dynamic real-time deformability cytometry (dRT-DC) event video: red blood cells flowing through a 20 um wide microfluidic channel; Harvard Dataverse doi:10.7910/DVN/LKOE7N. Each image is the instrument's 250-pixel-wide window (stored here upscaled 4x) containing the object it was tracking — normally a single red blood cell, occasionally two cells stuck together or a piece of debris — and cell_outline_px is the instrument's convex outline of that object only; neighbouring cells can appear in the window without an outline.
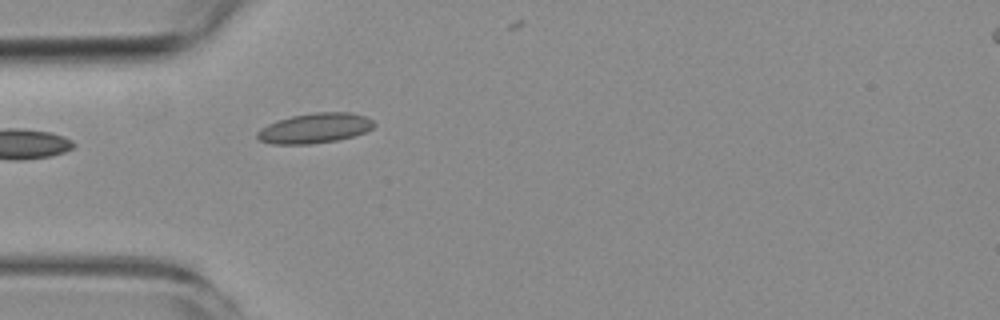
{"species": "common noctule bat (a hibernating species)", "species_latin": "Nyctalus noctula", "temperature_condition": "room temperature", "stored_images_in_passage": 3, "camera_frame_rate_fps": 3000, "um_per_image_px": 0.085, "animal": {"sex": "female", "body_mass_g": 19.3, "forearm_length_mm": 54.1}, "frame": {"image": 1, "passage_image": 2, "time_ms": 1.333, "image_size_px": [1000, 320], "cell_outline_px": [[376, 124], [372, 128], [364, 132], [352, 136], [336, 140], [312, 144], [272, 144], [260, 140], [256, 136], [256, 132], [260, 128], [276, 120], [292, 116], [312, 112], [352, 112], [364, 116], [372, 120]], "centroid_in_image_um": [26.73, 10.89], "position_along_channel_um": 58.3, "area_um2": 20.46}}